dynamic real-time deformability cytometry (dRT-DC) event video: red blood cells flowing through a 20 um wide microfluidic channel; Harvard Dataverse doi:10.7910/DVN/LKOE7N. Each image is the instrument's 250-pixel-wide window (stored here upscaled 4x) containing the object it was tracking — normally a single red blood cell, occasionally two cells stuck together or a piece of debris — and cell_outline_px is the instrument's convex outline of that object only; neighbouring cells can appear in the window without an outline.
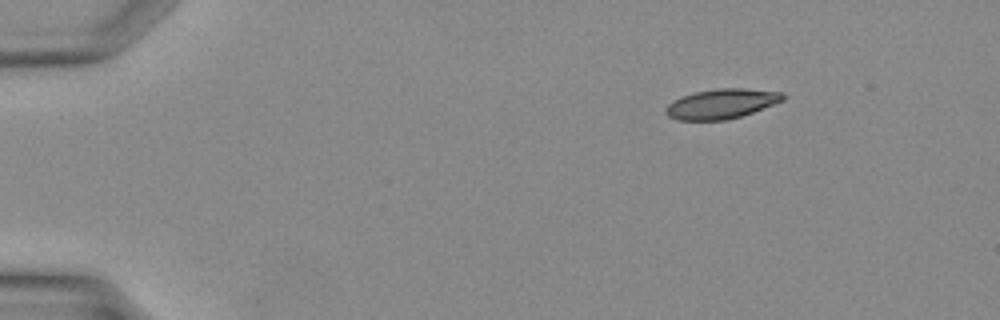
{"species": "Egyptian fruit bat (a non-hibernating species)", "species_latin": "Rousettus aegyptiacus", "temperature_condition": "warm", "stored_images_in_passage": 33, "camera_frame_rate_fps": 3000, "um_per_image_px": 0.085, "animal": {"sex": "female"}, "frame": {"image": 1, "passage_image": 1, "time_ms": 0.0, "image_size_px": [1000, 320], "cell_outline_px": [[784, 100], [752, 112], [728, 120], [676, 120], [668, 116], [664, 112], [664, 108], [668, 104], [684, 96], [696, 92], [716, 88], [744, 88], [780, 92], [784, 96]], "centroid_in_image_um": [61.29, 8.83], "position_along_channel_um": 23.7, "area_um2": 20.11}}
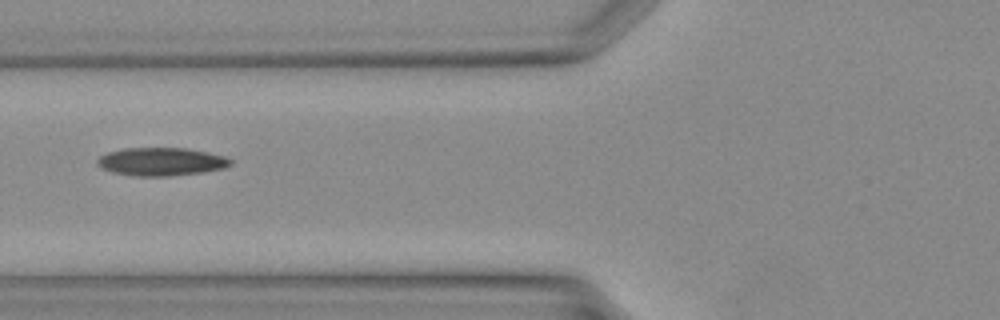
{"frame": {"image": 2, "passage_image": 11, "time_ms": 3.333, "image_size_px": [1000, 320], "cell_outline_px": [[232, 164], [224, 168], [204, 172], [164, 176], [136, 176], [112, 172], [96, 164], [96, 160], [100, 156], [108, 152], [124, 148], [184, 148], [208, 152], [224, 156], [232, 160]], "centroid_in_image_um": [13.71, 13.74], "position_along_channel_um": 112.1, "area_um2": 21.73}}
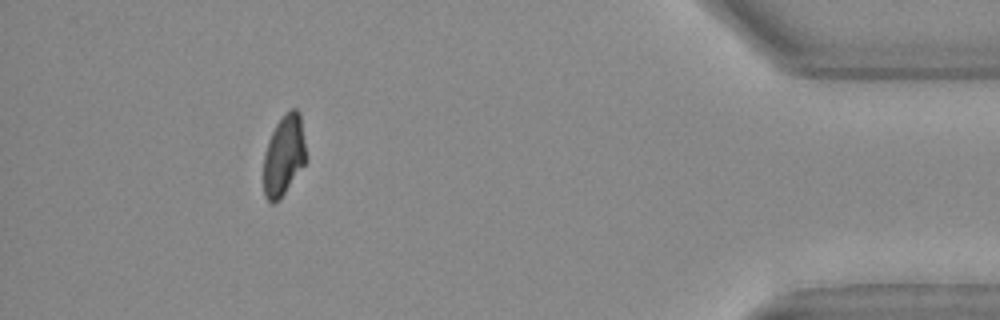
{"frame": {"image": 3, "passage_image": 30, "time_ms": 9.667, "image_size_px": [1000, 320], "cell_outline_px": [[308, 160], [280, 200], [272, 204], [264, 196], [264, 152], [268, 140], [276, 124], [292, 108], [296, 108], [300, 112], [308, 156]], "centroid_in_image_um": [24.16, 13.23], "position_along_channel_um": 411.0, "area_um2": 20.35}}